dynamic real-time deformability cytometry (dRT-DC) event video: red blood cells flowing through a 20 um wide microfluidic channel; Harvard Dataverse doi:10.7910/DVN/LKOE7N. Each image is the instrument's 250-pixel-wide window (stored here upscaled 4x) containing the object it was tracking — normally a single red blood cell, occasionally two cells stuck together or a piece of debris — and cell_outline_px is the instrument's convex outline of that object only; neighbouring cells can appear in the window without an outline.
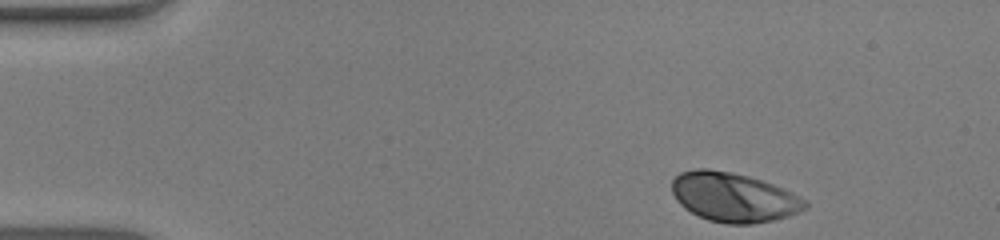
{"species": "human", "species_latin": "Homo sapiens", "temperature_condition": "warm", "stored_images_in_passage": 46, "camera_frame_rate_fps": 3000, "um_per_image_px": 0.085, "donor": {"sex": "male"}, "frame": {"image": 1, "passage_image": 1, "time_ms": 0.0, "image_size_px": [1000, 240], "cell_outline_px": [[808, 208], [788, 216], [772, 220], [752, 224], [728, 224], [708, 220], [684, 208], [676, 200], [672, 192], [672, 180], [680, 172], [696, 168], [708, 168], [732, 172], [748, 176], [772, 184], [792, 192], [808, 200]], "centroid_in_image_um": [62.36, 16.76], "position_along_channel_um": 22.6, "area_um2": 38.38}}
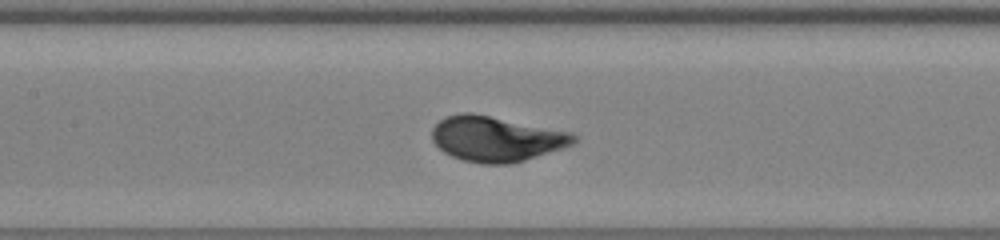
{"frame": {"image": 2, "passage_image": 19, "time_ms": 6.0, "image_size_px": [1000, 240], "cell_outline_px": [[580, 136], [572, 144], [564, 148], [524, 160], [508, 164], [480, 164], [464, 160], [452, 156], [444, 152], [432, 140], [432, 128], [444, 116], [460, 112], [472, 112], [572, 132]], "centroid_in_image_um": [42.19, 11.79], "position_along_channel_um": 165.2, "area_um2": 37.57}}
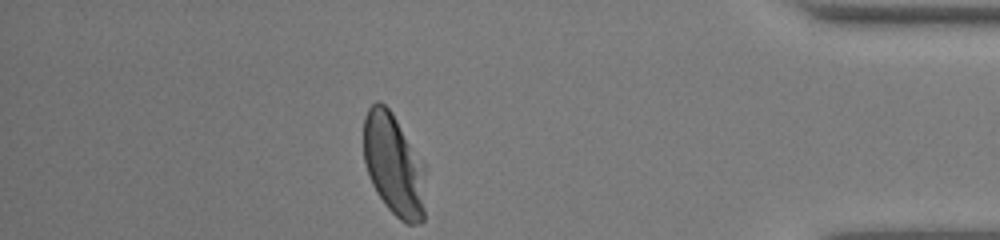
{"frame": {"image": 3, "passage_image": 40, "time_ms": 13.0, "image_size_px": [1000, 240], "cell_outline_px": [[424, 220], [416, 224], [408, 224], [400, 220], [384, 204], [376, 192], [372, 184], [364, 160], [364, 116], [368, 108], [376, 100], [384, 104], [392, 112], [424, 164]], "centroid_in_image_um": [33.46, 14.01], "position_along_channel_um": 401.7, "area_um2": 36.65}, "authors_computed_cell_mechanics": {"area_um2": 37.1943, "velocity_mm_per_s": 3.931, "shape_relaxation_time_tau1_ms": 2.4623, "shape_relaxation_time_tau2_ms": null, "deformation_change_tau1": 0.1609, "deformation_change_tau2": null}}